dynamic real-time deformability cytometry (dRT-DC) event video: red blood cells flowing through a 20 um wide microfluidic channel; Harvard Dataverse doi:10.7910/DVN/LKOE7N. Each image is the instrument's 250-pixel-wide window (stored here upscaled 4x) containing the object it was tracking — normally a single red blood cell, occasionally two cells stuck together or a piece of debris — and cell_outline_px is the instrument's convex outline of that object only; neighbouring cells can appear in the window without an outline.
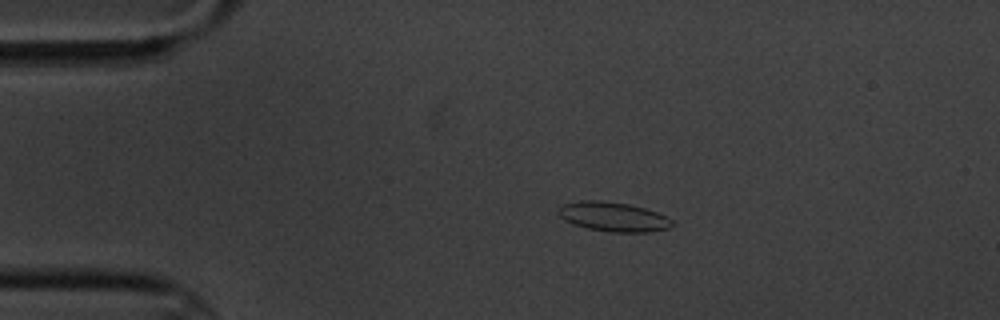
{"species": "common noctule bat (a hibernating species)", "species_latin": "Nyctalus noctula", "temperature_condition": "cold", "stored_images_in_passage": 9, "camera_frame_rate_fps": 3000, "um_per_image_px": 0.085, "animal": {"sex": "male", "body_mass_g": 20.1, "forearm_length_mm": 53.5}, "frame": {"image": 1, "passage_image": 3, "time_ms": 2.333, "image_size_px": [1000, 320], "cell_outline_px": [[672, 224], [668, 228], [648, 232], [608, 232], [588, 228], [564, 220], [556, 212], [564, 204], [580, 200], [600, 200], [628, 204], [644, 208], [668, 216], [672, 220]], "centroid_in_image_um": [52.13, 18.42], "position_along_channel_um": 32.9, "area_um2": 19.36}}
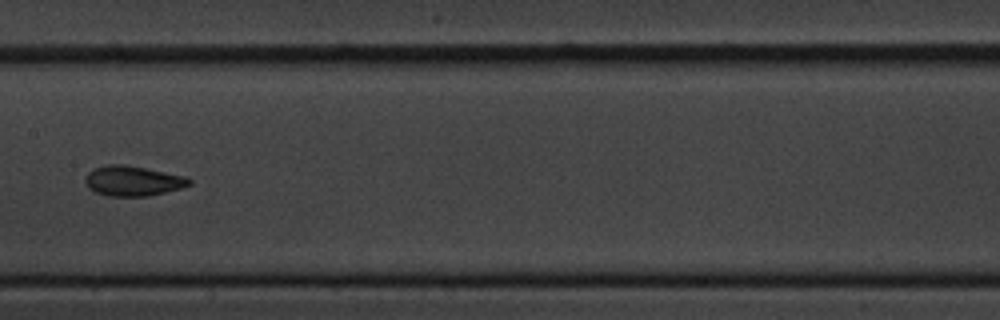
{"frame": {"image": 2, "passage_image": 8, "time_ms": 8.333, "image_size_px": [1000, 320], "cell_outline_px": [[192, 184], [180, 188], [148, 196], [108, 196], [96, 192], [88, 188], [84, 180], [88, 172], [92, 168], [108, 164], [124, 164], [188, 176], [192, 180]], "centroid_in_image_um": [11.29, 15.36], "position_along_channel_um": 196.1, "area_um2": 18.38}}
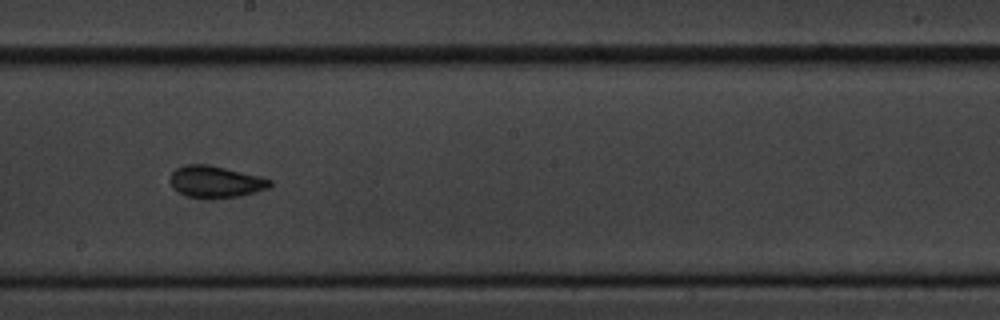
{"frame": {"image": 3, "passage_image": 9, "time_ms": 9.333, "image_size_px": [1000, 320], "cell_outline_px": [[272, 184], [268, 188], [240, 196], [188, 196], [172, 188], [168, 180], [172, 172], [176, 168], [184, 164], [204, 164], [224, 168], [260, 176], [272, 180]], "centroid_in_image_um": [18.29, 15.41], "position_along_channel_um": 229.9, "area_um2": 17.92}}